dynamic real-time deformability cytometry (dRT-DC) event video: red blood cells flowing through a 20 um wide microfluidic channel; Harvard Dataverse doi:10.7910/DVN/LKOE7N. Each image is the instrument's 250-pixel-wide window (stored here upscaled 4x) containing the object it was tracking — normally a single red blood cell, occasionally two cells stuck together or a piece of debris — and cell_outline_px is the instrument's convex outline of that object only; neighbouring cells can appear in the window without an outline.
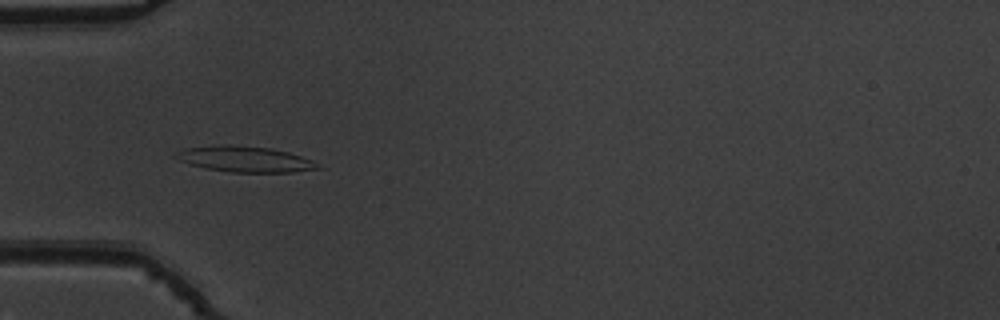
{"species": "common noctule bat (a hibernating species)", "species_latin": "Nyctalus noctula", "temperature_condition": "warm", "stored_images_in_passage": 54, "camera_frame_rate_fps": 3000, "um_per_image_px": 0.085, "animal": {"sex": "male", "body_mass_g": 19.5, "forearm_length_mm": 54.6}, "frame": {"image": 1, "passage_image": 17, "time_ms": 5.333, "image_size_px": [1000, 320], "cell_outline_px": [[324, 168], [292, 172], [232, 172], [208, 168], [192, 164], [180, 160], [172, 156], [176, 152], [188, 148], [224, 144], [232, 144], [272, 148], [288, 152], [312, 160]], "centroid_in_image_um": [20.86, 13.52], "position_along_channel_um": 64.1, "area_um2": 21.15}}
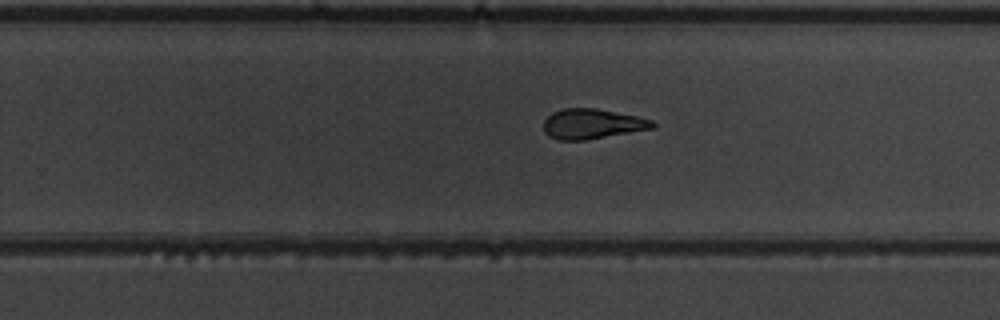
{"frame": {"image": 2, "passage_image": 35, "time_ms": 11.333, "image_size_px": [1000, 320], "cell_outline_px": [[656, 128], [588, 140], [560, 140], [548, 136], [544, 132], [544, 120], [552, 112], [564, 108], [596, 108], [636, 116], [652, 120], [656, 124]], "centroid_in_image_um": [50.35, 10.54], "position_along_channel_um": 279.5, "area_um2": 19.25}}
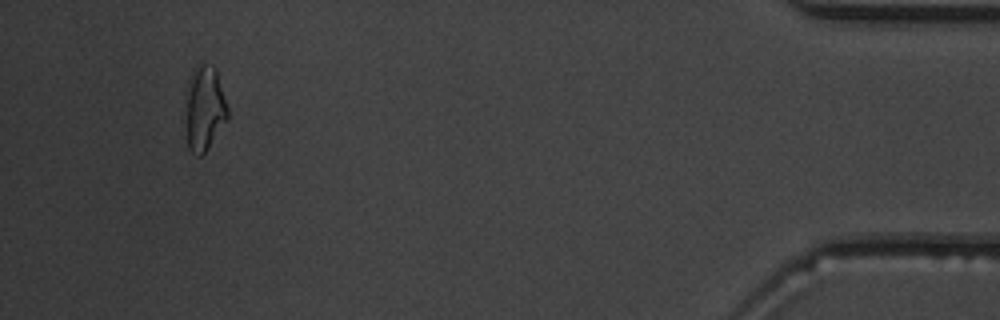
{"frame": {"image": 3, "passage_image": 51, "time_ms": 16.667, "image_size_px": [1000, 320], "cell_outline_px": [[228, 116], [204, 152], [200, 156], [192, 152], [188, 148], [184, 92], [188, 80], [196, 64], [200, 60], [212, 64], [216, 68], [228, 108]], "centroid_in_image_um": [17.34, 9.08], "position_along_channel_um": 417.9, "area_um2": 21.04}, "authors_computed_cell_mechanics": {"area_um2": 20.0566, "velocity_mm_per_s": 3.8208, "shape_relaxation_time_tau1_ms": 5.0354, "shape_relaxation_time_tau2_ms": 3.9183, "deformation_change_tau1": 0.2003, "deformation_change_tau2": 0.1238}}